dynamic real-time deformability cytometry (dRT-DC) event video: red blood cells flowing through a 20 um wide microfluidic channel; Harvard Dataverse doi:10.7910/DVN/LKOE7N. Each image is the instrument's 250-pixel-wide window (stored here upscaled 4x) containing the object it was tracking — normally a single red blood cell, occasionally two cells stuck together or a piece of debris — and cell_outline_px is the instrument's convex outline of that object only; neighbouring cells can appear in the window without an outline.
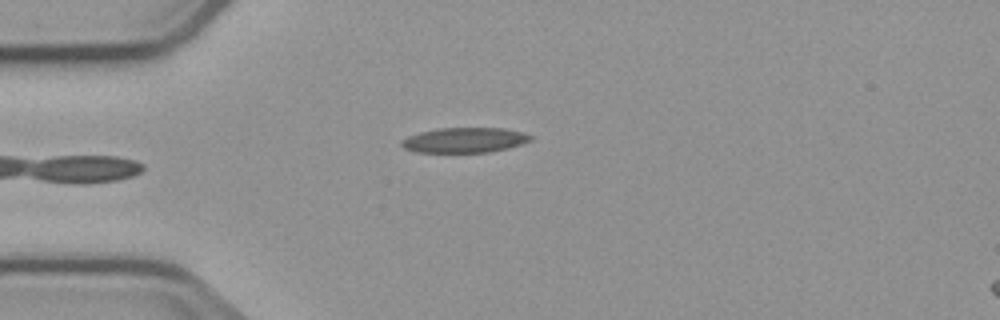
{"species": "common noctule bat (a hibernating species)", "species_latin": "Nyctalus noctula", "temperature_condition": "cold", "stored_images_in_passage": 4, "camera_frame_rate_fps": 3000, "um_per_image_px": 0.085, "animal": {"sex": "male", "body_mass_g": 23.1, "forearm_length_mm": 52.7}, "frame": {"image": 1, "passage_image": 4, "time_ms": 3.333, "image_size_px": [1000, 320], "cell_outline_px": [[532, 140], [508, 148], [488, 152], [416, 152], [404, 148], [400, 144], [400, 140], [408, 136], [420, 132], [436, 128], [504, 128], [520, 132], [532, 136]], "centroid_in_image_um": [39.44, 11.9], "position_along_channel_um": 45.6, "area_um2": 18.79}}